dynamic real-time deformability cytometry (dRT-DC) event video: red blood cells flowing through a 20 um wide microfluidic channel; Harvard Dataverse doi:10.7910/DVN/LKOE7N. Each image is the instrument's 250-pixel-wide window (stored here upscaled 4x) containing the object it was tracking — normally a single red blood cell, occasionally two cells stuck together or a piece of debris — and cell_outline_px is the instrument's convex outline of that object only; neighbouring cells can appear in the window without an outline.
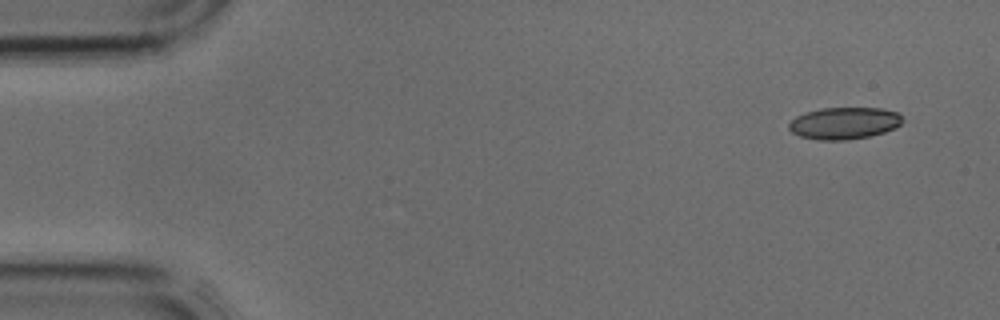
{"species": "common noctule bat (a hibernating species)", "species_latin": "Nyctalus noctula", "temperature_condition": "cold", "stored_images_in_passage": 4, "segment_of_instrument_passage": [1, 2], "camera_frame_rate_fps": 3000, "um_per_image_px": 0.085, "animal": {"sex": "male", "body_mass_g": 17.9, "forearm_length_mm": 54.2}, "frame": {"image": 1, "passage_image": 1, "time_ms": 0.0, "image_size_px": [1000, 320], "cell_outline_px": [[904, 120], [896, 128], [884, 132], [868, 136], [844, 140], [820, 140], [800, 136], [792, 132], [788, 128], [788, 124], [796, 116], [804, 112], [824, 108], [880, 108], [896, 112]], "centroid_in_image_um": [71.74, 10.47], "position_along_channel_um": 13.3, "area_um2": 21.04}}